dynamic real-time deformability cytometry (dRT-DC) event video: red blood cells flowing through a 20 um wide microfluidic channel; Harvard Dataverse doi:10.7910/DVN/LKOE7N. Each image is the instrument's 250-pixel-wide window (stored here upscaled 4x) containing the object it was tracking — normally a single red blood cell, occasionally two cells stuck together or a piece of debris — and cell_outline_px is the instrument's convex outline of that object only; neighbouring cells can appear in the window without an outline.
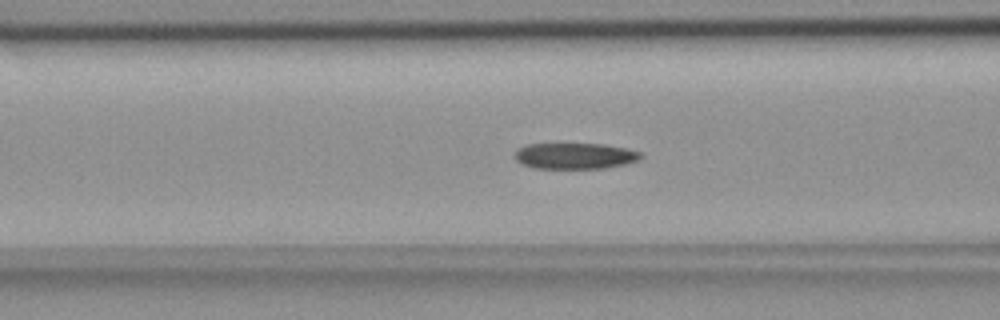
{"species": "common noctule bat (a hibernating species)", "species_latin": "Nyctalus noctula", "temperature_condition": "room temperature", "stored_images_in_passage": 56, "camera_frame_rate_fps": 3000, "um_per_image_px": 0.085, "animal": {"sex": "female", "body_mass_g": 18.4}, "frame": {"image": 1, "passage_image": 22, "time_ms": 7.0, "image_size_px": [1000, 320], "cell_outline_px": [[644, 156], [640, 160], [624, 164], [604, 168], [532, 168], [516, 160], [516, 152], [520, 148], [528, 144], [604, 144], [624, 148], [640, 152]], "centroid_in_image_um": [48.91, 13.25], "position_along_channel_um": 117.7, "area_um2": 18.9}}
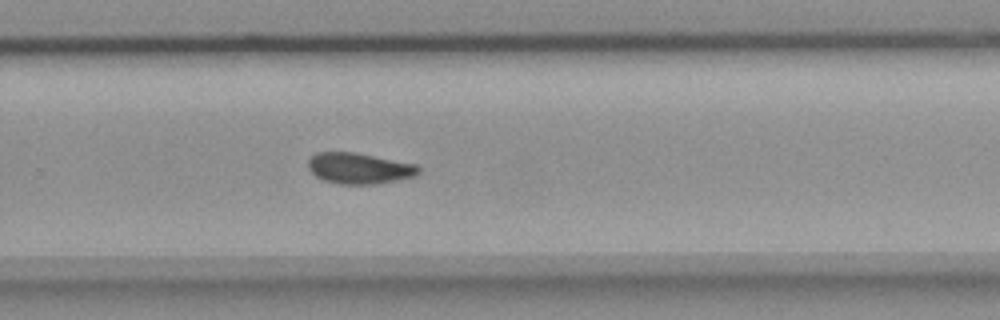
{"frame": {"image": 2, "passage_image": 37, "time_ms": 12.0, "image_size_px": [1000, 320], "cell_outline_px": [[420, 172], [416, 176], [380, 184], [340, 184], [324, 180], [316, 176], [308, 168], [308, 160], [316, 152], [356, 152], [416, 164], [420, 168]], "centroid_in_image_um": [30.56, 14.31], "position_along_channel_um": 299.2, "area_um2": 20.06}}
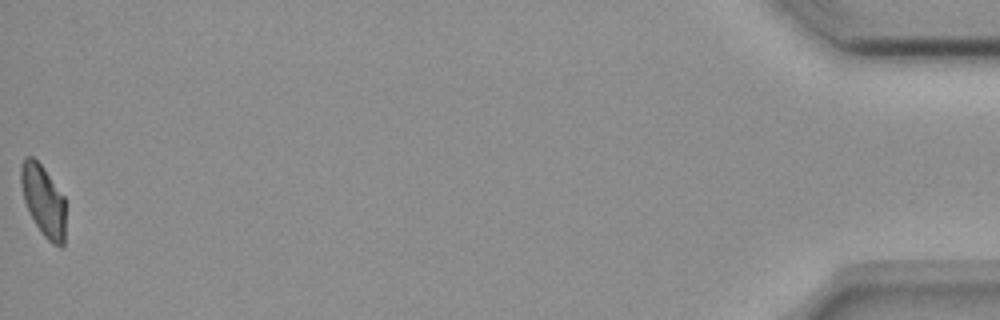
{"frame": {"image": 3, "passage_image": 56, "time_ms": 18.333, "image_size_px": [1000, 320], "cell_outline_px": [[64, 244], [60, 248], [52, 244], [44, 236], [36, 224], [24, 200], [20, 184], [20, 164], [24, 156], [32, 156], [44, 168], [64, 196]], "centroid_in_image_um": [3.67, 17.02], "position_along_channel_um": 431.5, "area_um2": 18.44}, "authors_computed_cell_mechanics": {"area_um2": 19.7387, "velocity_mm_per_s": 3.6416, "shape_relaxation_time_tau1_ms": null, "shape_relaxation_time_tau2_ms": 5.9943, "deformation_change_tau1": null, "deformation_change_tau2": 0.1002}}